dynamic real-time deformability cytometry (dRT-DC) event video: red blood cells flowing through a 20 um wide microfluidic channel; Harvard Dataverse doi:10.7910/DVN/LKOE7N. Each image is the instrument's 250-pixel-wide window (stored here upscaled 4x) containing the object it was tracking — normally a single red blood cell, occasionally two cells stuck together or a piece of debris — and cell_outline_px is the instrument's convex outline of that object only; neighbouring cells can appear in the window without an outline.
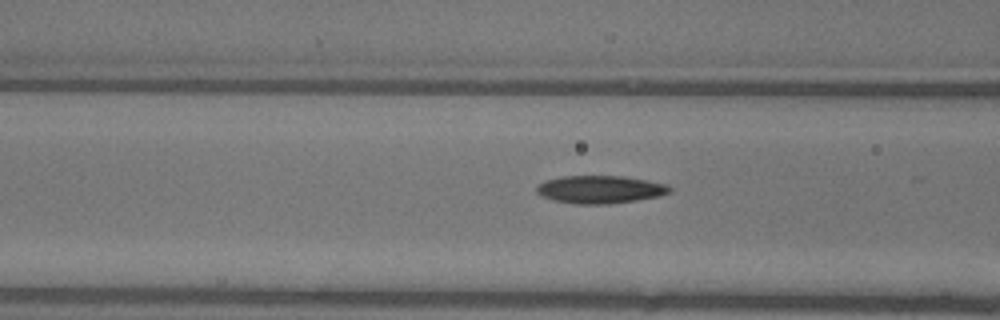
{"species": "common noctule bat (a hibernating species)", "species_latin": "Nyctalus noctula", "temperature_condition": "warm", "stored_images_in_passage": 8, "camera_frame_rate_fps": 3000, "um_per_image_px": 0.085, "animal": {"sex": "female"}, "frame": {"image": 1, "passage_image": 6, "time_ms": 1.667, "image_size_px": [1000, 320], "cell_outline_px": [[672, 192], [660, 196], [636, 200], [608, 204], [576, 204], [552, 200], [536, 192], [536, 188], [544, 180], [560, 176], [624, 176], [668, 184], [672, 188]], "centroid_in_image_um": [51.04, 16.1], "position_along_channel_um": 115.6, "area_um2": 21.68}}